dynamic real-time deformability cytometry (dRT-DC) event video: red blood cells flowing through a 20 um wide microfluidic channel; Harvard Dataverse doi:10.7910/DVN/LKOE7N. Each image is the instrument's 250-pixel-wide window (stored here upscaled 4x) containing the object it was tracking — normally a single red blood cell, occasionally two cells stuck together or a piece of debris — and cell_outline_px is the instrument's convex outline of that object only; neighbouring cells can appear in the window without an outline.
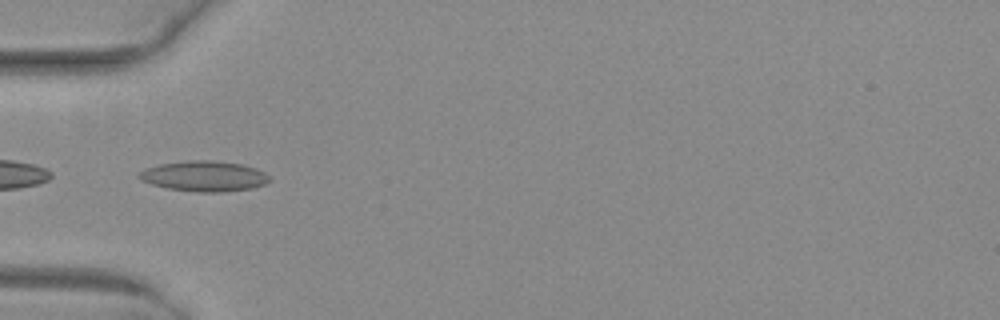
{"species": "common noctule bat (a hibernating species)", "species_latin": "Nyctalus noctula", "temperature_condition": "warm", "stored_images_in_passage": 43, "camera_frame_rate_fps": 3000, "um_per_image_px": 0.085, "animal": {"sex": "female", "body_mass_g": 29.2, "forearm_length_mm": 56.3}, "frame": {"image": 1, "passage_image": 17, "time_ms": 5.333, "image_size_px": [1000, 320], "cell_outline_px": [[272, 180], [264, 184], [252, 188], [224, 192], [200, 192], [168, 188], [152, 184], [140, 180], [136, 176], [144, 168], [160, 164], [188, 160], [212, 160], [240, 164], [256, 168], [272, 176]], "centroid_in_image_um": [17.37, 14.97], "position_along_channel_um": 67.6, "area_um2": 23.24}}
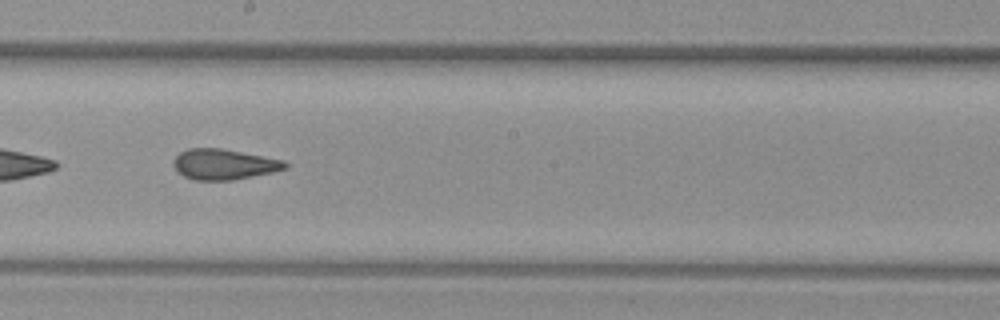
{"frame": {"image": 2, "passage_image": 29, "time_ms": 9.333, "image_size_px": [1000, 320], "cell_outline_px": [[288, 168], [272, 172], [232, 180], [192, 180], [176, 172], [172, 164], [172, 160], [180, 152], [188, 148], [220, 148], [284, 160], [288, 164]], "centroid_in_image_um": [18.99, 13.97], "position_along_channel_um": 229.2, "area_um2": 19.94}}
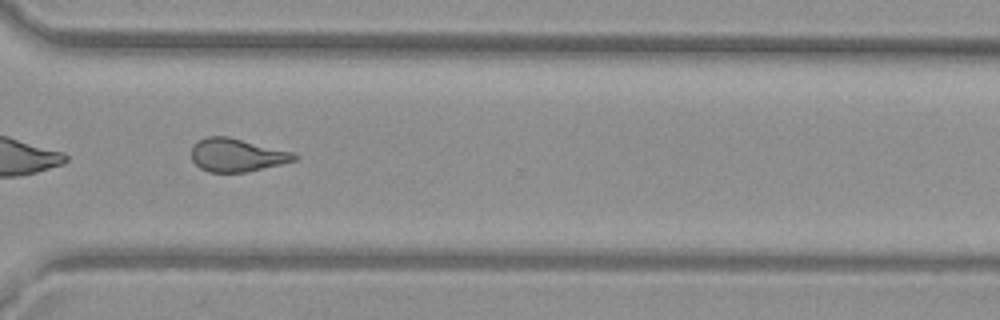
{"frame": {"image": 3, "passage_image": 38, "time_ms": 12.333, "image_size_px": [1000, 320], "cell_outline_px": [[300, 156], [296, 160], [248, 172], [208, 172], [200, 168], [192, 160], [192, 144], [196, 140], [208, 136], [228, 136], [296, 152]], "centroid_in_image_um": [20.15, 13.17], "position_along_channel_um": 350.4, "area_um2": 20.23}, "authors_computed_cell_mechanics": {"area_um2": 20.6346, "velocity_mm_per_s": 4.0542, "shape_relaxation_time_tau1_ms": null, "shape_relaxation_time_tau2_ms": 2.0685, "deformation_change_tau1": null, "deformation_change_tau2": 0.1108}}